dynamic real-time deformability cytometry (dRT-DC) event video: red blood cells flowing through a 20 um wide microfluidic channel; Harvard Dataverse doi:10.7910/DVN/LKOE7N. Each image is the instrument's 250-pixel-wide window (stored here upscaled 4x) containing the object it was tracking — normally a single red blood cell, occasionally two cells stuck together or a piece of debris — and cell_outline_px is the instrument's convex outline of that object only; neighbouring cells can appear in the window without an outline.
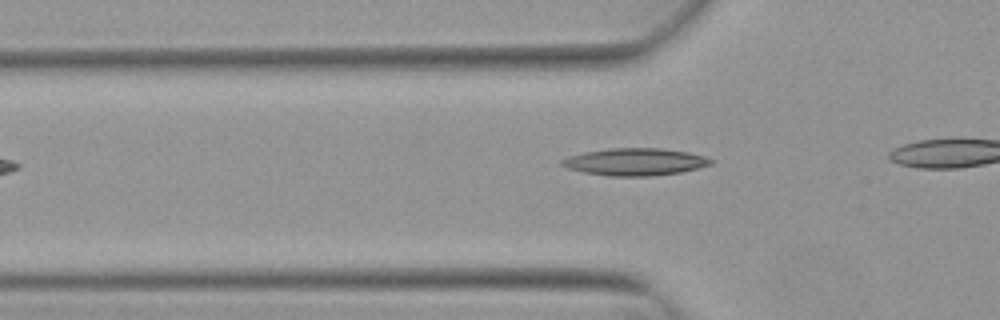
{"species": "Egyptian fruit bat (a non-hibernating species)", "species_latin": "Rousettus aegyptiacus", "temperature_condition": "warm", "stored_images_in_passage": 27, "camera_frame_rate_fps": 3000, "um_per_image_px": 0.085, "animal": {"sex": "female"}, "frame": {"image": 1, "passage_image": 2, "time_ms": 0.333, "image_size_px": [1000, 320], "cell_outline_px": [[716, 160], [712, 164], [680, 172], [652, 176], [608, 176], [584, 172], [568, 168], [560, 164], [560, 160], [568, 156], [584, 152], [612, 148], [660, 148], [688, 152], [704, 156]], "centroid_in_image_um": [53.98, 13.75], "position_along_channel_um": 71.8, "area_um2": 23.64}}
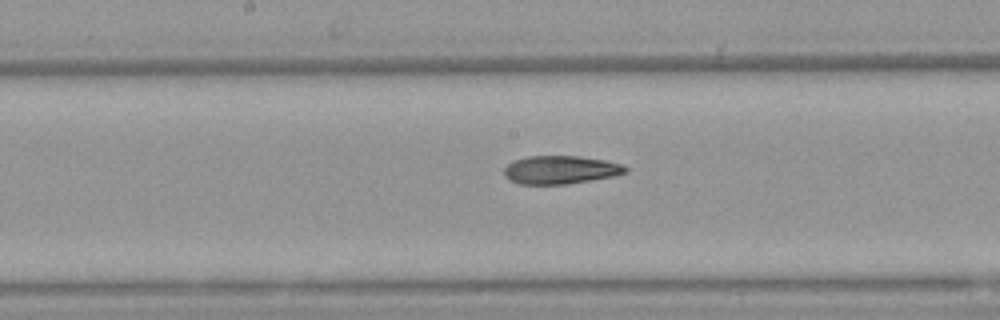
{"frame": {"image": 2, "passage_image": 12, "time_ms": 3.667, "image_size_px": [1000, 320], "cell_outline_px": [[628, 172], [612, 176], [568, 184], [520, 184], [508, 180], [504, 176], [504, 168], [508, 164], [516, 160], [528, 156], [580, 156], [604, 160], [620, 164], [628, 168]], "centroid_in_image_um": [47.62, 14.44], "position_along_channel_um": 200.6, "area_um2": 19.88}}
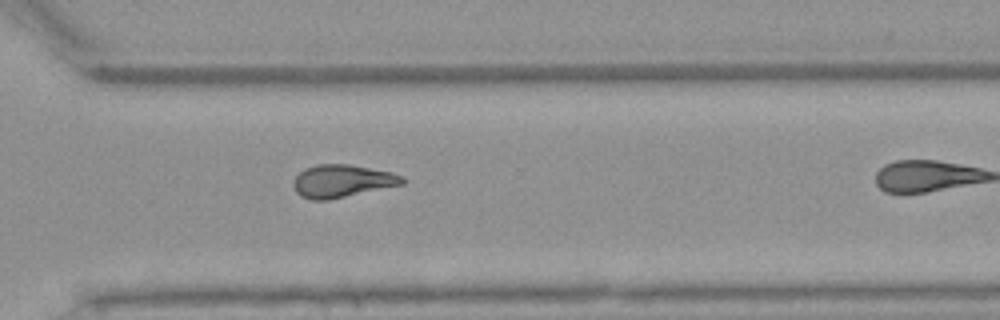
{"frame": {"image": 3, "passage_image": 23, "time_ms": 7.333, "image_size_px": [1000, 320], "cell_outline_px": [[404, 184], [328, 200], [312, 200], [300, 196], [296, 192], [292, 184], [292, 180], [304, 168], [316, 164], [348, 164], [392, 172], [404, 176]], "centroid_in_image_um": [29.05, 15.39], "position_along_channel_um": 341.5, "area_um2": 20.87}}